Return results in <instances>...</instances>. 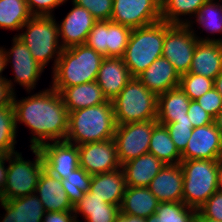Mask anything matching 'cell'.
Listing matches in <instances>:
<instances>
[{
    "label": "cell",
    "instance_id": "cell-1",
    "mask_svg": "<svg viewBox=\"0 0 222 222\" xmlns=\"http://www.w3.org/2000/svg\"><path fill=\"white\" fill-rule=\"evenodd\" d=\"M13 95L12 105L15 124L24 123L33 134L30 148H39L49 141H65L68 131L69 112L58 91L47 89L16 100Z\"/></svg>",
    "mask_w": 222,
    "mask_h": 222
},
{
    "label": "cell",
    "instance_id": "cell-2",
    "mask_svg": "<svg viewBox=\"0 0 222 222\" xmlns=\"http://www.w3.org/2000/svg\"><path fill=\"white\" fill-rule=\"evenodd\" d=\"M116 129L112 101L69 112L65 141L82 145L113 138ZM74 142V143H73Z\"/></svg>",
    "mask_w": 222,
    "mask_h": 222
},
{
    "label": "cell",
    "instance_id": "cell-3",
    "mask_svg": "<svg viewBox=\"0 0 222 222\" xmlns=\"http://www.w3.org/2000/svg\"><path fill=\"white\" fill-rule=\"evenodd\" d=\"M103 58L85 44L63 49L53 70L52 88L60 93L66 87L95 81Z\"/></svg>",
    "mask_w": 222,
    "mask_h": 222
},
{
    "label": "cell",
    "instance_id": "cell-4",
    "mask_svg": "<svg viewBox=\"0 0 222 222\" xmlns=\"http://www.w3.org/2000/svg\"><path fill=\"white\" fill-rule=\"evenodd\" d=\"M164 37L165 21L132 29L123 56L132 78H137L157 58L162 56Z\"/></svg>",
    "mask_w": 222,
    "mask_h": 222
},
{
    "label": "cell",
    "instance_id": "cell-5",
    "mask_svg": "<svg viewBox=\"0 0 222 222\" xmlns=\"http://www.w3.org/2000/svg\"><path fill=\"white\" fill-rule=\"evenodd\" d=\"M116 125L157 120L158 96L132 78L112 100Z\"/></svg>",
    "mask_w": 222,
    "mask_h": 222
},
{
    "label": "cell",
    "instance_id": "cell-6",
    "mask_svg": "<svg viewBox=\"0 0 222 222\" xmlns=\"http://www.w3.org/2000/svg\"><path fill=\"white\" fill-rule=\"evenodd\" d=\"M26 31L15 35L22 41L34 59L45 68L47 63L54 58V67L63 50L59 44V27L54 16H32L23 26Z\"/></svg>",
    "mask_w": 222,
    "mask_h": 222
},
{
    "label": "cell",
    "instance_id": "cell-7",
    "mask_svg": "<svg viewBox=\"0 0 222 222\" xmlns=\"http://www.w3.org/2000/svg\"><path fill=\"white\" fill-rule=\"evenodd\" d=\"M220 160H181L183 202L194 209L201 207L217 192V172Z\"/></svg>",
    "mask_w": 222,
    "mask_h": 222
},
{
    "label": "cell",
    "instance_id": "cell-8",
    "mask_svg": "<svg viewBox=\"0 0 222 222\" xmlns=\"http://www.w3.org/2000/svg\"><path fill=\"white\" fill-rule=\"evenodd\" d=\"M35 161H26L17 151L7 155L9 161L8 174L2 200L7 201L33 194L36 191L39 178L45 169L42 154L39 148H30Z\"/></svg>",
    "mask_w": 222,
    "mask_h": 222
},
{
    "label": "cell",
    "instance_id": "cell-9",
    "mask_svg": "<svg viewBox=\"0 0 222 222\" xmlns=\"http://www.w3.org/2000/svg\"><path fill=\"white\" fill-rule=\"evenodd\" d=\"M187 24H169L165 22L163 54L181 76L189 72L199 37Z\"/></svg>",
    "mask_w": 222,
    "mask_h": 222
},
{
    "label": "cell",
    "instance_id": "cell-10",
    "mask_svg": "<svg viewBox=\"0 0 222 222\" xmlns=\"http://www.w3.org/2000/svg\"><path fill=\"white\" fill-rule=\"evenodd\" d=\"M157 123V120H148L116 125L113 140L121 165L148 153L153 127Z\"/></svg>",
    "mask_w": 222,
    "mask_h": 222
},
{
    "label": "cell",
    "instance_id": "cell-11",
    "mask_svg": "<svg viewBox=\"0 0 222 222\" xmlns=\"http://www.w3.org/2000/svg\"><path fill=\"white\" fill-rule=\"evenodd\" d=\"M132 29L110 20L96 21L85 45L103 57H123Z\"/></svg>",
    "mask_w": 222,
    "mask_h": 222
},
{
    "label": "cell",
    "instance_id": "cell-12",
    "mask_svg": "<svg viewBox=\"0 0 222 222\" xmlns=\"http://www.w3.org/2000/svg\"><path fill=\"white\" fill-rule=\"evenodd\" d=\"M110 21L136 29L161 21V0H113Z\"/></svg>",
    "mask_w": 222,
    "mask_h": 222
},
{
    "label": "cell",
    "instance_id": "cell-13",
    "mask_svg": "<svg viewBox=\"0 0 222 222\" xmlns=\"http://www.w3.org/2000/svg\"><path fill=\"white\" fill-rule=\"evenodd\" d=\"M79 163L88 174L95 175L121 168L112 139L78 145Z\"/></svg>",
    "mask_w": 222,
    "mask_h": 222
},
{
    "label": "cell",
    "instance_id": "cell-14",
    "mask_svg": "<svg viewBox=\"0 0 222 222\" xmlns=\"http://www.w3.org/2000/svg\"><path fill=\"white\" fill-rule=\"evenodd\" d=\"M222 132L215 123L193 128L187 147L181 153L182 160H221Z\"/></svg>",
    "mask_w": 222,
    "mask_h": 222
},
{
    "label": "cell",
    "instance_id": "cell-15",
    "mask_svg": "<svg viewBox=\"0 0 222 222\" xmlns=\"http://www.w3.org/2000/svg\"><path fill=\"white\" fill-rule=\"evenodd\" d=\"M45 170L51 175L64 180L80 166L78 145L67 141H49L39 147Z\"/></svg>",
    "mask_w": 222,
    "mask_h": 222
},
{
    "label": "cell",
    "instance_id": "cell-16",
    "mask_svg": "<svg viewBox=\"0 0 222 222\" xmlns=\"http://www.w3.org/2000/svg\"><path fill=\"white\" fill-rule=\"evenodd\" d=\"M11 51L4 50L6 64L12 63L15 74L14 82L24 86L27 91L35 88L39 76L43 72L42 67L32 56L27 46L16 36L13 37Z\"/></svg>",
    "mask_w": 222,
    "mask_h": 222
},
{
    "label": "cell",
    "instance_id": "cell-17",
    "mask_svg": "<svg viewBox=\"0 0 222 222\" xmlns=\"http://www.w3.org/2000/svg\"><path fill=\"white\" fill-rule=\"evenodd\" d=\"M74 8L70 10L59 27V37L63 49L85 44L87 35L97 21L85 8L72 3Z\"/></svg>",
    "mask_w": 222,
    "mask_h": 222
},
{
    "label": "cell",
    "instance_id": "cell-18",
    "mask_svg": "<svg viewBox=\"0 0 222 222\" xmlns=\"http://www.w3.org/2000/svg\"><path fill=\"white\" fill-rule=\"evenodd\" d=\"M131 79L123 57H104L95 81L107 100L112 101Z\"/></svg>",
    "mask_w": 222,
    "mask_h": 222
},
{
    "label": "cell",
    "instance_id": "cell-19",
    "mask_svg": "<svg viewBox=\"0 0 222 222\" xmlns=\"http://www.w3.org/2000/svg\"><path fill=\"white\" fill-rule=\"evenodd\" d=\"M184 174L179 164H165L148 188L159 202L183 201Z\"/></svg>",
    "mask_w": 222,
    "mask_h": 222
},
{
    "label": "cell",
    "instance_id": "cell-20",
    "mask_svg": "<svg viewBox=\"0 0 222 222\" xmlns=\"http://www.w3.org/2000/svg\"><path fill=\"white\" fill-rule=\"evenodd\" d=\"M181 76L163 56L157 58L137 79L157 96L179 87Z\"/></svg>",
    "mask_w": 222,
    "mask_h": 222
},
{
    "label": "cell",
    "instance_id": "cell-21",
    "mask_svg": "<svg viewBox=\"0 0 222 222\" xmlns=\"http://www.w3.org/2000/svg\"><path fill=\"white\" fill-rule=\"evenodd\" d=\"M160 159L151 153L143 154L121 165L126 186L148 187L153 178L164 167Z\"/></svg>",
    "mask_w": 222,
    "mask_h": 222
},
{
    "label": "cell",
    "instance_id": "cell-22",
    "mask_svg": "<svg viewBox=\"0 0 222 222\" xmlns=\"http://www.w3.org/2000/svg\"><path fill=\"white\" fill-rule=\"evenodd\" d=\"M120 169L92 175L89 191L104 202L120 207L127 187Z\"/></svg>",
    "mask_w": 222,
    "mask_h": 222
},
{
    "label": "cell",
    "instance_id": "cell-23",
    "mask_svg": "<svg viewBox=\"0 0 222 222\" xmlns=\"http://www.w3.org/2000/svg\"><path fill=\"white\" fill-rule=\"evenodd\" d=\"M222 71V49L219 42L198 41L188 73L215 79Z\"/></svg>",
    "mask_w": 222,
    "mask_h": 222
},
{
    "label": "cell",
    "instance_id": "cell-24",
    "mask_svg": "<svg viewBox=\"0 0 222 222\" xmlns=\"http://www.w3.org/2000/svg\"><path fill=\"white\" fill-rule=\"evenodd\" d=\"M45 212L73 210L66 191L63 189L61 180L51 175L45 169L40 175L36 191Z\"/></svg>",
    "mask_w": 222,
    "mask_h": 222
},
{
    "label": "cell",
    "instance_id": "cell-25",
    "mask_svg": "<svg viewBox=\"0 0 222 222\" xmlns=\"http://www.w3.org/2000/svg\"><path fill=\"white\" fill-rule=\"evenodd\" d=\"M6 214L1 222H42L44 207L35 193L1 201Z\"/></svg>",
    "mask_w": 222,
    "mask_h": 222
},
{
    "label": "cell",
    "instance_id": "cell-26",
    "mask_svg": "<svg viewBox=\"0 0 222 222\" xmlns=\"http://www.w3.org/2000/svg\"><path fill=\"white\" fill-rule=\"evenodd\" d=\"M191 99L181 87H176L158 96L157 122L168 124L177 119H188L187 111Z\"/></svg>",
    "mask_w": 222,
    "mask_h": 222
},
{
    "label": "cell",
    "instance_id": "cell-27",
    "mask_svg": "<svg viewBox=\"0 0 222 222\" xmlns=\"http://www.w3.org/2000/svg\"><path fill=\"white\" fill-rule=\"evenodd\" d=\"M60 95L68 112L108 101L96 81L66 87Z\"/></svg>",
    "mask_w": 222,
    "mask_h": 222
},
{
    "label": "cell",
    "instance_id": "cell-28",
    "mask_svg": "<svg viewBox=\"0 0 222 222\" xmlns=\"http://www.w3.org/2000/svg\"><path fill=\"white\" fill-rule=\"evenodd\" d=\"M160 202L148 187L127 186L120 206L122 214L147 218L156 212Z\"/></svg>",
    "mask_w": 222,
    "mask_h": 222
},
{
    "label": "cell",
    "instance_id": "cell-29",
    "mask_svg": "<svg viewBox=\"0 0 222 222\" xmlns=\"http://www.w3.org/2000/svg\"><path fill=\"white\" fill-rule=\"evenodd\" d=\"M73 212L76 215V220L77 214L81 213L87 222H114L120 213V207L104 202L88 191L73 206Z\"/></svg>",
    "mask_w": 222,
    "mask_h": 222
},
{
    "label": "cell",
    "instance_id": "cell-30",
    "mask_svg": "<svg viewBox=\"0 0 222 222\" xmlns=\"http://www.w3.org/2000/svg\"><path fill=\"white\" fill-rule=\"evenodd\" d=\"M148 153L165 164H179L182 160L181 153L172 141L168 129L159 123L153 127Z\"/></svg>",
    "mask_w": 222,
    "mask_h": 222
},
{
    "label": "cell",
    "instance_id": "cell-31",
    "mask_svg": "<svg viewBox=\"0 0 222 222\" xmlns=\"http://www.w3.org/2000/svg\"><path fill=\"white\" fill-rule=\"evenodd\" d=\"M32 16L26 0H0V28L20 30Z\"/></svg>",
    "mask_w": 222,
    "mask_h": 222
},
{
    "label": "cell",
    "instance_id": "cell-32",
    "mask_svg": "<svg viewBox=\"0 0 222 222\" xmlns=\"http://www.w3.org/2000/svg\"><path fill=\"white\" fill-rule=\"evenodd\" d=\"M197 210L182 202H161L146 222H194Z\"/></svg>",
    "mask_w": 222,
    "mask_h": 222
},
{
    "label": "cell",
    "instance_id": "cell-33",
    "mask_svg": "<svg viewBox=\"0 0 222 222\" xmlns=\"http://www.w3.org/2000/svg\"><path fill=\"white\" fill-rule=\"evenodd\" d=\"M207 0H161V21L169 24H187L179 16L193 15Z\"/></svg>",
    "mask_w": 222,
    "mask_h": 222
},
{
    "label": "cell",
    "instance_id": "cell-34",
    "mask_svg": "<svg viewBox=\"0 0 222 222\" xmlns=\"http://www.w3.org/2000/svg\"><path fill=\"white\" fill-rule=\"evenodd\" d=\"M16 124L13 106L0 108V151L6 156L15 152Z\"/></svg>",
    "mask_w": 222,
    "mask_h": 222
},
{
    "label": "cell",
    "instance_id": "cell-35",
    "mask_svg": "<svg viewBox=\"0 0 222 222\" xmlns=\"http://www.w3.org/2000/svg\"><path fill=\"white\" fill-rule=\"evenodd\" d=\"M91 177L92 175L79 166L70 175H67L66 179L61 180L72 206L78 203L83 195L89 191Z\"/></svg>",
    "mask_w": 222,
    "mask_h": 222
},
{
    "label": "cell",
    "instance_id": "cell-36",
    "mask_svg": "<svg viewBox=\"0 0 222 222\" xmlns=\"http://www.w3.org/2000/svg\"><path fill=\"white\" fill-rule=\"evenodd\" d=\"M196 21L206 31L211 33L222 32V5L207 0L196 13Z\"/></svg>",
    "mask_w": 222,
    "mask_h": 222
},
{
    "label": "cell",
    "instance_id": "cell-37",
    "mask_svg": "<svg viewBox=\"0 0 222 222\" xmlns=\"http://www.w3.org/2000/svg\"><path fill=\"white\" fill-rule=\"evenodd\" d=\"M214 79L205 76L186 73L181 75L180 87L191 100H197L214 86Z\"/></svg>",
    "mask_w": 222,
    "mask_h": 222
},
{
    "label": "cell",
    "instance_id": "cell-38",
    "mask_svg": "<svg viewBox=\"0 0 222 222\" xmlns=\"http://www.w3.org/2000/svg\"><path fill=\"white\" fill-rule=\"evenodd\" d=\"M165 125L169 131L170 137L176 148L182 153L187 147L188 140L193 131V125L188 119H177L176 122H171Z\"/></svg>",
    "mask_w": 222,
    "mask_h": 222
},
{
    "label": "cell",
    "instance_id": "cell-39",
    "mask_svg": "<svg viewBox=\"0 0 222 222\" xmlns=\"http://www.w3.org/2000/svg\"><path fill=\"white\" fill-rule=\"evenodd\" d=\"M73 3L87 9L97 20H110L113 0H73Z\"/></svg>",
    "mask_w": 222,
    "mask_h": 222
},
{
    "label": "cell",
    "instance_id": "cell-40",
    "mask_svg": "<svg viewBox=\"0 0 222 222\" xmlns=\"http://www.w3.org/2000/svg\"><path fill=\"white\" fill-rule=\"evenodd\" d=\"M197 212L204 218L222 222V193L215 192L208 200L197 209Z\"/></svg>",
    "mask_w": 222,
    "mask_h": 222
},
{
    "label": "cell",
    "instance_id": "cell-41",
    "mask_svg": "<svg viewBox=\"0 0 222 222\" xmlns=\"http://www.w3.org/2000/svg\"><path fill=\"white\" fill-rule=\"evenodd\" d=\"M196 101L213 118L216 117L222 108V95L214 87Z\"/></svg>",
    "mask_w": 222,
    "mask_h": 222
},
{
    "label": "cell",
    "instance_id": "cell-42",
    "mask_svg": "<svg viewBox=\"0 0 222 222\" xmlns=\"http://www.w3.org/2000/svg\"><path fill=\"white\" fill-rule=\"evenodd\" d=\"M187 115L193 128L205 126L214 122V118L208 114L196 100L190 101Z\"/></svg>",
    "mask_w": 222,
    "mask_h": 222
},
{
    "label": "cell",
    "instance_id": "cell-43",
    "mask_svg": "<svg viewBox=\"0 0 222 222\" xmlns=\"http://www.w3.org/2000/svg\"><path fill=\"white\" fill-rule=\"evenodd\" d=\"M65 1L67 0H26L28 9L33 16H52L54 8Z\"/></svg>",
    "mask_w": 222,
    "mask_h": 222
},
{
    "label": "cell",
    "instance_id": "cell-44",
    "mask_svg": "<svg viewBox=\"0 0 222 222\" xmlns=\"http://www.w3.org/2000/svg\"><path fill=\"white\" fill-rule=\"evenodd\" d=\"M13 82L8 79H0V108L6 106H13L14 90Z\"/></svg>",
    "mask_w": 222,
    "mask_h": 222
},
{
    "label": "cell",
    "instance_id": "cell-45",
    "mask_svg": "<svg viewBox=\"0 0 222 222\" xmlns=\"http://www.w3.org/2000/svg\"><path fill=\"white\" fill-rule=\"evenodd\" d=\"M43 218L44 219H42V222H79L76 220L73 210L61 212L46 211Z\"/></svg>",
    "mask_w": 222,
    "mask_h": 222
},
{
    "label": "cell",
    "instance_id": "cell-46",
    "mask_svg": "<svg viewBox=\"0 0 222 222\" xmlns=\"http://www.w3.org/2000/svg\"><path fill=\"white\" fill-rule=\"evenodd\" d=\"M114 222H146V218L130 216L121 212L116 216Z\"/></svg>",
    "mask_w": 222,
    "mask_h": 222
},
{
    "label": "cell",
    "instance_id": "cell-47",
    "mask_svg": "<svg viewBox=\"0 0 222 222\" xmlns=\"http://www.w3.org/2000/svg\"><path fill=\"white\" fill-rule=\"evenodd\" d=\"M5 161H7V156L2 162H0V192H1V194L5 188L7 174H8V167L5 168V166H4Z\"/></svg>",
    "mask_w": 222,
    "mask_h": 222
},
{
    "label": "cell",
    "instance_id": "cell-48",
    "mask_svg": "<svg viewBox=\"0 0 222 222\" xmlns=\"http://www.w3.org/2000/svg\"><path fill=\"white\" fill-rule=\"evenodd\" d=\"M6 66L4 49L0 47V79H6L1 75Z\"/></svg>",
    "mask_w": 222,
    "mask_h": 222
},
{
    "label": "cell",
    "instance_id": "cell-49",
    "mask_svg": "<svg viewBox=\"0 0 222 222\" xmlns=\"http://www.w3.org/2000/svg\"><path fill=\"white\" fill-rule=\"evenodd\" d=\"M217 191L222 193V160L219 162L217 172Z\"/></svg>",
    "mask_w": 222,
    "mask_h": 222
},
{
    "label": "cell",
    "instance_id": "cell-50",
    "mask_svg": "<svg viewBox=\"0 0 222 222\" xmlns=\"http://www.w3.org/2000/svg\"><path fill=\"white\" fill-rule=\"evenodd\" d=\"M213 86L222 95V71L214 79Z\"/></svg>",
    "mask_w": 222,
    "mask_h": 222
},
{
    "label": "cell",
    "instance_id": "cell-51",
    "mask_svg": "<svg viewBox=\"0 0 222 222\" xmlns=\"http://www.w3.org/2000/svg\"><path fill=\"white\" fill-rule=\"evenodd\" d=\"M214 123L216 127L222 132V108L220 109L216 117L214 118Z\"/></svg>",
    "mask_w": 222,
    "mask_h": 222
},
{
    "label": "cell",
    "instance_id": "cell-52",
    "mask_svg": "<svg viewBox=\"0 0 222 222\" xmlns=\"http://www.w3.org/2000/svg\"><path fill=\"white\" fill-rule=\"evenodd\" d=\"M194 222H221V221H214L208 218H204L197 212Z\"/></svg>",
    "mask_w": 222,
    "mask_h": 222
},
{
    "label": "cell",
    "instance_id": "cell-53",
    "mask_svg": "<svg viewBox=\"0 0 222 222\" xmlns=\"http://www.w3.org/2000/svg\"><path fill=\"white\" fill-rule=\"evenodd\" d=\"M199 41H215V42H219V44H220V46H221V49H222V39H210V38H208L207 37V39L206 38H200V39H198Z\"/></svg>",
    "mask_w": 222,
    "mask_h": 222
},
{
    "label": "cell",
    "instance_id": "cell-54",
    "mask_svg": "<svg viewBox=\"0 0 222 222\" xmlns=\"http://www.w3.org/2000/svg\"><path fill=\"white\" fill-rule=\"evenodd\" d=\"M6 158V155L0 151V162H2Z\"/></svg>",
    "mask_w": 222,
    "mask_h": 222
},
{
    "label": "cell",
    "instance_id": "cell-55",
    "mask_svg": "<svg viewBox=\"0 0 222 222\" xmlns=\"http://www.w3.org/2000/svg\"><path fill=\"white\" fill-rule=\"evenodd\" d=\"M2 201V194H1V192H0V202Z\"/></svg>",
    "mask_w": 222,
    "mask_h": 222
}]
</instances>
